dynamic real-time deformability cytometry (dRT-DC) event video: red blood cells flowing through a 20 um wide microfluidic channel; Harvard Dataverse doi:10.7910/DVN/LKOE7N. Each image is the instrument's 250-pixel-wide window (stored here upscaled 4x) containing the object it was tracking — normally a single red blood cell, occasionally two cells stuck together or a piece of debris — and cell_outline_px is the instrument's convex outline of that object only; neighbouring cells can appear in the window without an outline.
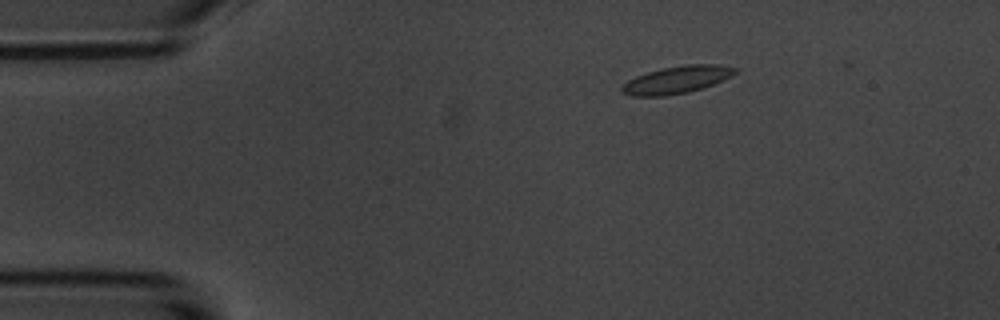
{"species": "common noctule bat (a hibernating species)", "species_latin": "Nyctalus noctula", "temperature_condition": "room temperature", "stored_images_in_passage": 40, "camera_frame_rate_fps": 3000, "um_per_image_px": 0.085, "animal": {"sex": "male", "body_mass_g": 20.1, "forearm_length_mm": 53.5}, "frame": {"image": 1, "passage_image": 3, "time_ms": 0.667, "image_size_px": [1000, 320], "cell_outline_px": [[736, 72], [732, 76], [712, 84], [688, 92], [664, 96], [632, 96], [620, 92], [620, 88], [628, 80], [636, 76], [648, 72], [664, 68], [688, 64], [716, 64], [736, 68]], "centroid_in_image_um": [57.49, 6.78], "position_along_channel_um": 27.5, "area_um2": 17.8}}
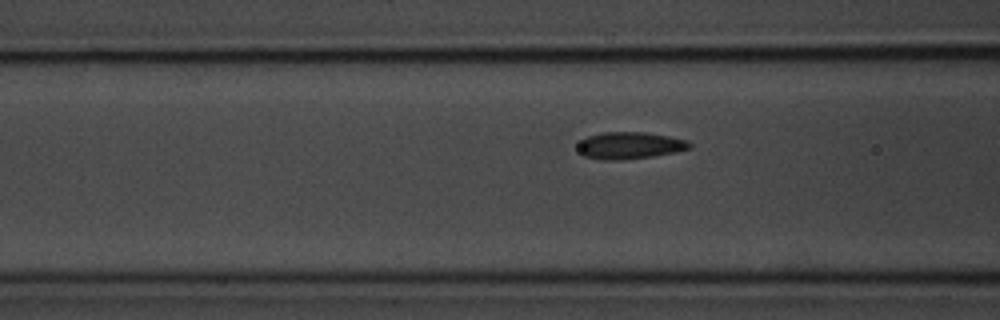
{"frame": {"image": 2, "passage_image": 15, "time_ms": 4.667, "image_size_px": [1000, 320], "cell_outline_px": [[692, 148], [676, 152], [652, 156], [616, 160], [604, 160], [584, 156], [580, 152], [580, 140], [588, 136], [600, 132], [644, 132], [668, 136], [688, 140], [692, 144]], "centroid_in_image_um": [53.56, 12.35], "position_along_channel_um": 113.0, "area_um2": 17.46}}
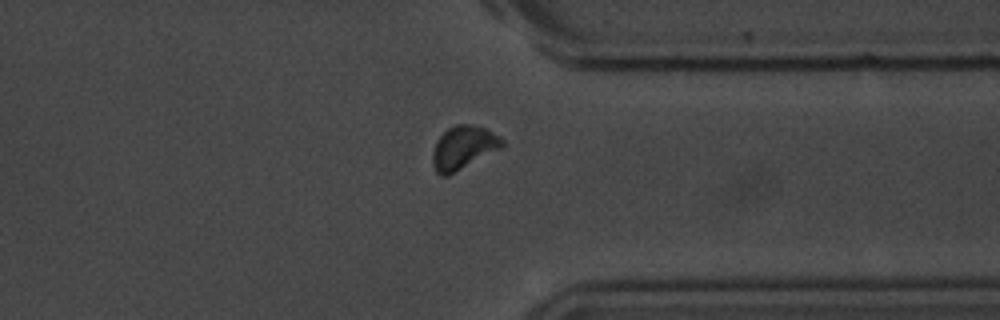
{"frame": {"image": 3, "passage_image": 37, "time_ms": 12.0, "image_size_px": [1000, 320], "cell_outline_px": [[504, 148], [448, 176], [440, 176], [436, 172], [432, 164], [432, 152], [436, 140], [448, 128], [456, 124], [472, 124], [484, 128], [500, 136], [504, 140]], "centroid_in_image_um": [39.4, 12.57], "position_along_channel_um": 372.0, "area_um2": 17.98}}